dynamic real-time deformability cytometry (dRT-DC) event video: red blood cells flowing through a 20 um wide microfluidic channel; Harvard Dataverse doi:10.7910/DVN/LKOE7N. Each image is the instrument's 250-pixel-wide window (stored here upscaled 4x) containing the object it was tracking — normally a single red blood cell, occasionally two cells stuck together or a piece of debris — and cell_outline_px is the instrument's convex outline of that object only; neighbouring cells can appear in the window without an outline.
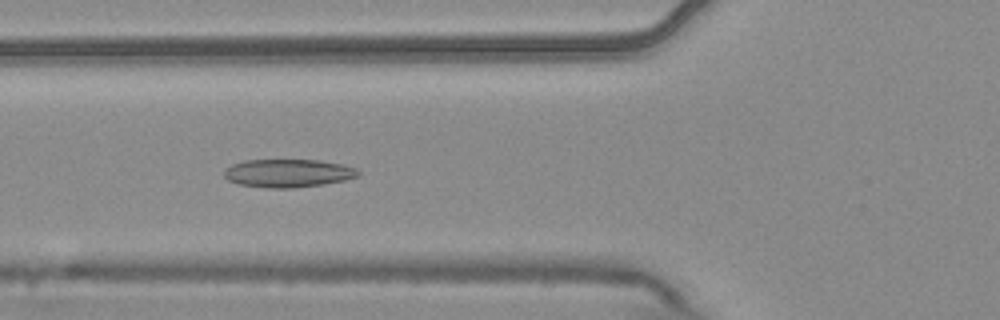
{"species": "common noctule bat (a hibernating species)", "species_latin": "Nyctalus noctula", "temperature_condition": "warm", "stored_images_in_passage": 10, "camera_frame_rate_fps": 3000, "um_per_image_px": 0.085, "animal": {"sex": "male", "body_mass_g": 20.4}, "frame": {"image": 1, "passage_image": 6, "time_ms": 1.667, "image_size_px": [1000, 320], "cell_outline_px": [[360, 176], [344, 180], [324, 184], [292, 188], [272, 188], [236, 184], [228, 180], [224, 176], [224, 168], [232, 164], [244, 160], [320, 160], [340, 164], [356, 168], [360, 172]], "centroid_in_image_um": [24.46, 14.72], "position_along_channel_um": 101.3, "area_um2": 22.08}}
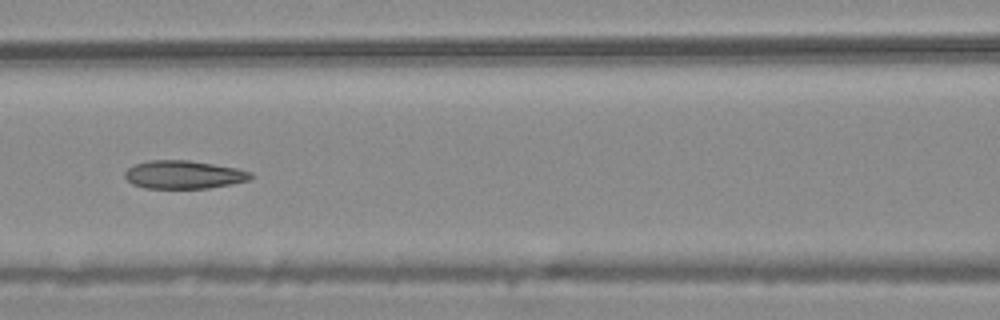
{"frame": {"image": 2, "passage_image": 7, "time_ms": 2.0, "image_size_px": [1000, 320], "cell_outline_px": [[252, 176], [248, 180], [232, 184], [208, 188], [144, 188], [132, 184], [124, 176], [124, 172], [128, 168], [136, 164], [148, 160], [188, 160], [236, 168], [252, 172]], "centroid_in_image_um": [15.59, 14.85], "position_along_channel_um": 151.0, "area_um2": 20.58}}
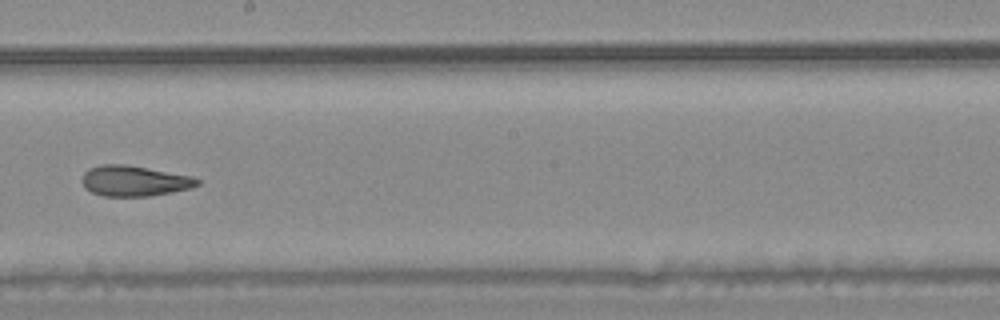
{"frame": {"image": 3, "passage_image": 9, "time_ms": 2.667, "image_size_px": [1000, 320], "cell_outline_px": [[200, 184], [192, 188], [172, 192], [148, 196], [104, 196], [92, 192], [84, 188], [80, 180], [84, 172], [88, 168], [100, 164], [124, 164], [148, 168], [192, 176], [200, 180]], "centroid_in_image_um": [11.38, 15.37], "position_along_channel_um": 236.8, "area_um2": 20.69}}